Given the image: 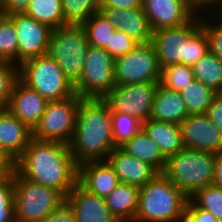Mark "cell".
I'll return each mask as SVG.
<instances>
[{
    "mask_svg": "<svg viewBox=\"0 0 222 222\" xmlns=\"http://www.w3.org/2000/svg\"><path fill=\"white\" fill-rule=\"evenodd\" d=\"M15 170L31 182L58 191L64 198L78 183V164L69 145L32 138Z\"/></svg>",
    "mask_w": 222,
    "mask_h": 222,
    "instance_id": "6da1fadb",
    "label": "cell"
},
{
    "mask_svg": "<svg viewBox=\"0 0 222 222\" xmlns=\"http://www.w3.org/2000/svg\"><path fill=\"white\" fill-rule=\"evenodd\" d=\"M68 145L78 165L107 160L115 143L111 110L104 99L80 98L73 136Z\"/></svg>",
    "mask_w": 222,
    "mask_h": 222,
    "instance_id": "7a4b0ae2",
    "label": "cell"
},
{
    "mask_svg": "<svg viewBox=\"0 0 222 222\" xmlns=\"http://www.w3.org/2000/svg\"><path fill=\"white\" fill-rule=\"evenodd\" d=\"M194 16L185 25L153 31V44L160 68L182 64L192 67L208 51V40L201 20Z\"/></svg>",
    "mask_w": 222,
    "mask_h": 222,
    "instance_id": "3957f363",
    "label": "cell"
},
{
    "mask_svg": "<svg viewBox=\"0 0 222 222\" xmlns=\"http://www.w3.org/2000/svg\"><path fill=\"white\" fill-rule=\"evenodd\" d=\"M189 198L163 173L140 187L134 222H183Z\"/></svg>",
    "mask_w": 222,
    "mask_h": 222,
    "instance_id": "277c9868",
    "label": "cell"
},
{
    "mask_svg": "<svg viewBox=\"0 0 222 222\" xmlns=\"http://www.w3.org/2000/svg\"><path fill=\"white\" fill-rule=\"evenodd\" d=\"M163 174L190 198L200 188L213 184L214 154L183 148L168 157Z\"/></svg>",
    "mask_w": 222,
    "mask_h": 222,
    "instance_id": "5b68a950",
    "label": "cell"
},
{
    "mask_svg": "<svg viewBox=\"0 0 222 222\" xmlns=\"http://www.w3.org/2000/svg\"><path fill=\"white\" fill-rule=\"evenodd\" d=\"M88 46L82 24L68 23L51 32L47 54L56 61L73 86L82 75Z\"/></svg>",
    "mask_w": 222,
    "mask_h": 222,
    "instance_id": "8992f818",
    "label": "cell"
},
{
    "mask_svg": "<svg viewBox=\"0 0 222 222\" xmlns=\"http://www.w3.org/2000/svg\"><path fill=\"white\" fill-rule=\"evenodd\" d=\"M19 80L37 91L48 102L75 95L74 86L48 54L19 65Z\"/></svg>",
    "mask_w": 222,
    "mask_h": 222,
    "instance_id": "52a82bcc",
    "label": "cell"
},
{
    "mask_svg": "<svg viewBox=\"0 0 222 222\" xmlns=\"http://www.w3.org/2000/svg\"><path fill=\"white\" fill-rule=\"evenodd\" d=\"M13 175L15 222H38L65 201L58 191L31 182L16 170Z\"/></svg>",
    "mask_w": 222,
    "mask_h": 222,
    "instance_id": "ba28073f",
    "label": "cell"
},
{
    "mask_svg": "<svg viewBox=\"0 0 222 222\" xmlns=\"http://www.w3.org/2000/svg\"><path fill=\"white\" fill-rule=\"evenodd\" d=\"M115 59L105 50L89 45L82 75L74 85L80 98L103 99L115 86Z\"/></svg>",
    "mask_w": 222,
    "mask_h": 222,
    "instance_id": "9c48e42d",
    "label": "cell"
},
{
    "mask_svg": "<svg viewBox=\"0 0 222 222\" xmlns=\"http://www.w3.org/2000/svg\"><path fill=\"white\" fill-rule=\"evenodd\" d=\"M80 97L76 94L58 101H49L40 122L33 129V138L69 144L76 122Z\"/></svg>",
    "mask_w": 222,
    "mask_h": 222,
    "instance_id": "30bf717a",
    "label": "cell"
},
{
    "mask_svg": "<svg viewBox=\"0 0 222 222\" xmlns=\"http://www.w3.org/2000/svg\"><path fill=\"white\" fill-rule=\"evenodd\" d=\"M161 68L153 44H138L127 54L115 58L116 85L159 82Z\"/></svg>",
    "mask_w": 222,
    "mask_h": 222,
    "instance_id": "8fae6325",
    "label": "cell"
},
{
    "mask_svg": "<svg viewBox=\"0 0 222 222\" xmlns=\"http://www.w3.org/2000/svg\"><path fill=\"white\" fill-rule=\"evenodd\" d=\"M158 85L159 82L116 85L103 99L111 112L132 115L143 123L150 118Z\"/></svg>",
    "mask_w": 222,
    "mask_h": 222,
    "instance_id": "7c38bea8",
    "label": "cell"
},
{
    "mask_svg": "<svg viewBox=\"0 0 222 222\" xmlns=\"http://www.w3.org/2000/svg\"><path fill=\"white\" fill-rule=\"evenodd\" d=\"M13 21L18 39V65L48 53L52 29L26 13L8 15Z\"/></svg>",
    "mask_w": 222,
    "mask_h": 222,
    "instance_id": "4fadbf2b",
    "label": "cell"
},
{
    "mask_svg": "<svg viewBox=\"0 0 222 222\" xmlns=\"http://www.w3.org/2000/svg\"><path fill=\"white\" fill-rule=\"evenodd\" d=\"M179 126L184 148L213 154L222 151V131L206 114L188 115Z\"/></svg>",
    "mask_w": 222,
    "mask_h": 222,
    "instance_id": "5bb4252c",
    "label": "cell"
},
{
    "mask_svg": "<svg viewBox=\"0 0 222 222\" xmlns=\"http://www.w3.org/2000/svg\"><path fill=\"white\" fill-rule=\"evenodd\" d=\"M141 7L153 31L185 25L196 15L187 0H142Z\"/></svg>",
    "mask_w": 222,
    "mask_h": 222,
    "instance_id": "9a60e30c",
    "label": "cell"
},
{
    "mask_svg": "<svg viewBox=\"0 0 222 222\" xmlns=\"http://www.w3.org/2000/svg\"><path fill=\"white\" fill-rule=\"evenodd\" d=\"M99 12L115 28L122 30L139 44L151 42L153 30L142 7L132 9L100 7Z\"/></svg>",
    "mask_w": 222,
    "mask_h": 222,
    "instance_id": "2e32d148",
    "label": "cell"
},
{
    "mask_svg": "<svg viewBox=\"0 0 222 222\" xmlns=\"http://www.w3.org/2000/svg\"><path fill=\"white\" fill-rule=\"evenodd\" d=\"M65 201L73 209L76 222H119L109 211L105 198L88 192L79 183Z\"/></svg>",
    "mask_w": 222,
    "mask_h": 222,
    "instance_id": "e0dca14e",
    "label": "cell"
},
{
    "mask_svg": "<svg viewBox=\"0 0 222 222\" xmlns=\"http://www.w3.org/2000/svg\"><path fill=\"white\" fill-rule=\"evenodd\" d=\"M47 103L48 101L37 91L18 80L14 85L7 109L33 130L40 122Z\"/></svg>",
    "mask_w": 222,
    "mask_h": 222,
    "instance_id": "ac0fdd59",
    "label": "cell"
},
{
    "mask_svg": "<svg viewBox=\"0 0 222 222\" xmlns=\"http://www.w3.org/2000/svg\"><path fill=\"white\" fill-rule=\"evenodd\" d=\"M120 183L144 186L158 172L148 163L128 154L121 147H115L107 158Z\"/></svg>",
    "mask_w": 222,
    "mask_h": 222,
    "instance_id": "d6986e66",
    "label": "cell"
},
{
    "mask_svg": "<svg viewBox=\"0 0 222 222\" xmlns=\"http://www.w3.org/2000/svg\"><path fill=\"white\" fill-rule=\"evenodd\" d=\"M33 138V130L8 109H0V148L15 162Z\"/></svg>",
    "mask_w": 222,
    "mask_h": 222,
    "instance_id": "ffe728a7",
    "label": "cell"
},
{
    "mask_svg": "<svg viewBox=\"0 0 222 222\" xmlns=\"http://www.w3.org/2000/svg\"><path fill=\"white\" fill-rule=\"evenodd\" d=\"M78 183L88 192L105 198L118 184V177L107 160L78 165Z\"/></svg>",
    "mask_w": 222,
    "mask_h": 222,
    "instance_id": "44dd1931",
    "label": "cell"
},
{
    "mask_svg": "<svg viewBox=\"0 0 222 222\" xmlns=\"http://www.w3.org/2000/svg\"><path fill=\"white\" fill-rule=\"evenodd\" d=\"M187 116L181 93L159 84L154 95L150 119L179 125Z\"/></svg>",
    "mask_w": 222,
    "mask_h": 222,
    "instance_id": "7402d4cb",
    "label": "cell"
},
{
    "mask_svg": "<svg viewBox=\"0 0 222 222\" xmlns=\"http://www.w3.org/2000/svg\"><path fill=\"white\" fill-rule=\"evenodd\" d=\"M139 192L138 186L119 182L105 197L109 211L119 222H134Z\"/></svg>",
    "mask_w": 222,
    "mask_h": 222,
    "instance_id": "603a6c76",
    "label": "cell"
},
{
    "mask_svg": "<svg viewBox=\"0 0 222 222\" xmlns=\"http://www.w3.org/2000/svg\"><path fill=\"white\" fill-rule=\"evenodd\" d=\"M121 148L128 154L148 163L158 173H163L168 158L143 128Z\"/></svg>",
    "mask_w": 222,
    "mask_h": 222,
    "instance_id": "cb8c5ba5",
    "label": "cell"
},
{
    "mask_svg": "<svg viewBox=\"0 0 222 222\" xmlns=\"http://www.w3.org/2000/svg\"><path fill=\"white\" fill-rule=\"evenodd\" d=\"M142 128L150 139L161 148L167 158L184 148L178 124L154 121L149 118L142 123Z\"/></svg>",
    "mask_w": 222,
    "mask_h": 222,
    "instance_id": "d4e9b609",
    "label": "cell"
},
{
    "mask_svg": "<svg viewBox=\"0 0 222 222\" xmlns=\"http://www.w3.org/2000/svg\"><path fill=\"white\" fill-rule=\"evenodd\" d=\"M24 13L52 30L68 24L64 20L62 0H30Z\"/></svg>",
    "mask_w": 222,
    "mask_h": 222,
    "instance_id": "484cf974",
    "label": "cell"
},
{
    "mask_svg": "<svg viewBox=\"0 0 222 222\" xmlns=\"http://www.w3.org/2000/svg\"><path fill=\"white\" fill-rule=\"evenodd\" d=\"M194 78L217 93L222 92V60L209 51L192 66Z\"/></svg>",
    "mask_w": 222,
    "mask_h": 222,
    "instance_id": "4316f807",
    "label": "cell"
},
{
    "mask_svg": "<svg viewBox=\"0 0 222 222\" xmlns=\"http://www.w3.org/2000/svg\"><path fill=\"white\" fill-rule=\"evenodd\" d=\"M181 95L188 115L206 114L213 98L217 94L211 88L194 79L182 90Z\"/></svg>",
    "mask_w": 222,
    "mask_h": 222,
    "instance_id": "83f0119b",
    "label": "cell"
},
{
    "mask_svg": "<svg viewBox=\"0 0 222 222\" xmlns=\"http://www.w3.org/2000/svg\"><path fill=\"white\" fill-rule=\"evenodd\" d=\"M89 45L105 49L112 32L116 29L100 12L82 23Z\"/></svg>",
    "mask_w": 222,
    "mask_h": 222,
    "instance_id": "f1b7e54d",
    "label": "cell"
},
{
    "mask_svg": "<svg viewBox=\"0 0 222 222\" xmlns=\"http://www.w3.org/2000/svg\"><path fill=\"white\" fill-rule=\"evenodd\" d=\"M18 39L14 21L0 13V61L12 62L17 65Z\"/></svg>",
    "mask_w": 222,
    "mask_h": 222,
    "instance_id": "f546056e",
    "label": "cell"
},
{
    "mask_svg": "<svg viewBox=\"0 0 222 222\" xmlns=\"http://www.w3.org/2000/svg\"><path fill=\"white\" fill-rule=\"evenodd\" d=\"M115 147H121L142 129V122L132 115L111 112Z\"/></svg>",
    "mask_w": 222,
    "mask_h": 222,
    "instance_id": "4dcf8cb0",
    "label": "cell"
},
{
    "mask_svg": "<svg viewBox=\"0 0 222 222\" xmlns=\"http://www.w3.org/2000/svg\"><path fill=\"white\" fill-rule=\"evenodd\" d=\"M189 200L196 207L211 212L218 222H222V188L214 184L205 186L196 191Z\"/></svg>",
    "mask_w": 222,
    "mask_h": 222,
    "instance_id": "1f68e13d",
    "label": "cell"
},
{
    "mask_svg": "<svg viewBox=\"0 0 222 222\" xmlns=\"http://www.w3.org/2000/svg\"><path fill=\"white\" fill-rule=\"evenodd\" d=\"M100 0H62V11L67 23L82 24L99 12Z\"/></svg>",
    "mask_w": 222,
    "mask_h": 222,
    "instance_id": "d6a6232c",
    "label": "cell"
},
{
    "mask_svg": "<svg viewBox=\"0 0 222 222\" xmlns=\"http://www.w3.org/2000/svg\"><path fill=\"white\" fill-rule=\"evenodd\" d=\"M194 79L192 67L177 64L161 68L159 84L169 90L181 92Z\"/></svg>",
    "mask_w": 222,
    "mask_h": 222,
    "instance_id": "836d02e7",
    "label": "cell"
},
{
    "mask_svg": "<svg viewBox=\"0 0 222 222\" xmlns=\"http://www.w3.org/2000/svg\"><path fill=\"white\" fill-rule=\"evenodd\" d=\"M0 61V109H7L15 83L19 80V66Z\"/></svg>",
    "mask_w": 222,
    "mask_h": 222,
    "instance_id": "e575fe53",
    "label": "cell"
},
{
    "mask_svg": "<svg viewBox=\"0 0 222 222\" xmlns=\"http://www.w3.org/2000/svg\"><path fill=\"white\" fill-rule=\"evenodd\" d=\"M0 222H15L13 174L0 178Z\"/></svg>",
    "mask_w": 222,
    "mask_h": 222,
    "instance_id": "d590c367",
    "label": "cell"
},
{
    "mask_svg": "<svg viewBox=\"0 0 222 222\" xmlns=\"http://www.w3.org/2000/svg\"><path fill=\"white\" fill-rule=\"evenodd\" d=\"M139 43L127 35L122 30L116 28L106 45L105 50L115 59L127 54L134 49Z\"/></svg>",
    "mask_w": 222,
    "mask_h": 222,
    "instance_id": "8d00e7d4",
    "label": "cell"
},
{
    "mask_svg": "<svg viewBox=\"0 0 222 222\" xmlns=\"http://www.w3.org/2000/svg\"><path fill=\"white\" fill-rule=\"evenodd\" d=\"M201 26L206 33L209 52L222 60V24L218 23L214 26V24L211 25L207 22L205 24L204 21H201Z\"/></svg>",
    "mask_w": 222,
    "mask_h": 222,
    "instance_id": "74e56055",
    "label": "cell"
},
{
    "mask_svg": "<svg viewBox=\"0 0 222 222\" xmlns=\"http://www.w3.org/2000/svg\"><path fill=\"white\" fill-rule=\"evenodd\" d=\"M183 222H218L216 217L209 211L196 207L189 199Z\"/></svg>",
    "mask_w": 222,
    "mask_h": 222,
    "instance_id": "f35d334b",
    "label": "cell"
},
{
    "mask_svg": "<svg viewBox=\"0 0 222 222\" xmlns=\"http://www.w3.org/2000/svg\"><path fill=\"white\" fill-rule=\"evenodd\" d=\"M38 222H76V219L73 209L64 201L57 209Z\"/></svg>",
    "mask_w": 222,
    "mask_h": 222,
    "instance_id": "ab89813d",
    "label": "cell"
},
{
    "mask_svg": "<svg viewBox=\"0 0 222 222\" xmlns=\"http://www.w3.org/2000/svg\"><path fill=\"white\" fill-rule=\"evenodd\" d=\"M206 115L222 131V92L215 95Z\"/></svg>",
    "mask_w": 222,
    "mask_h": 222,
    "instance_id": "60d3db41",
    "label": "cell"
},
{
    "mask_svg": "<svg viewBox=\"0 0 222 222\" xmlns=\"http://www.w3.org/2000/svg\"><path fill=\"white\" fill-rule=\"evenodd\" d=\"M30 0H2L0 13L11 15L14 13H24L29 6Z\"/></svg>",
    "mask_w": 222,
    "mask_h": 222,
    "instance_id": "b9f144b4",
    "label": "cell"
},
{
    "mask_svg": "<svg viewBox=\"0 0 222 222\" xmlns=\"http://www.w3.org/2000/svg\"><path fill=\"white\" fill-rule=\"evenodd\" d=\"M142 6V0H100V7L132 9Z\"/></svg>",
    "mask_w": 222,
    "mask_h": 222,
    "instance_id": "7bdbcfd3",
    "label": "cell"
},
{
    "mask_svg": "<svg viewBox=\"0 0 222 222\" xmlns=\"http://www.w3.org/2000/svg\"><path fill=\"white\" fill-rule=\"evenodd\" d=\"M15 161L0 148V178L14 174Z\"/></svg>",
    "mask_w": 222,
    "mask_h": 222,
    "instance_id": "ee69618b",
    "label": "cell"
},
{
    "mask_svg": "<svg viewBox=\"0 0 222 222\" xmlns=\"http://www.w3.org/2000/svg\"><path fill=\"white\" fill-rule=\"evenodd\" d=\"M213 184L222 188V151L214 154Z\"/></svg>",
    "mask_w": 222,
    "mask_h": 222,
    "instance_id": "f6af8a7d",
    "label": "cell"
},
{
    "mask_svg": "<svg viewBox=\"0 0 222 222\" xmlns=\"http://www.w3.org/2000/svg\"><path fill=\"white\" fill-rule=\"evenodd\" d=\"M189 6L196 12L199 9H203L204 6H210L211 4L215 5L220 2V0H187ZM214 2V3H213ZM218 2V3H217ZM203 7V8H202ZM198 9V10H197Z\"/></svg>",
    "mask_w": 222,
    "mask_h": 222,
    "instance_id": "bcb514c9",
    "label": "cell"
},
{
    "mask_svg": "<svg viewBox=\"0 0 222 222\" xmlns=\"http://www.w3.org/2000/svg\"><path fill=\"white\" fill-rule=\"evenodd\" d=\"M219 4L221 5L220 10H219V11H221L220 12L221 14H219V15H221V20H220L221 22H219V23L222 24V0H220Z\"/></svg>",
    "mask_w": 222,
    "mask_h": 222,
    "instance_id": "7dc6e473",
    "label": "cell"
}]
</instances>
